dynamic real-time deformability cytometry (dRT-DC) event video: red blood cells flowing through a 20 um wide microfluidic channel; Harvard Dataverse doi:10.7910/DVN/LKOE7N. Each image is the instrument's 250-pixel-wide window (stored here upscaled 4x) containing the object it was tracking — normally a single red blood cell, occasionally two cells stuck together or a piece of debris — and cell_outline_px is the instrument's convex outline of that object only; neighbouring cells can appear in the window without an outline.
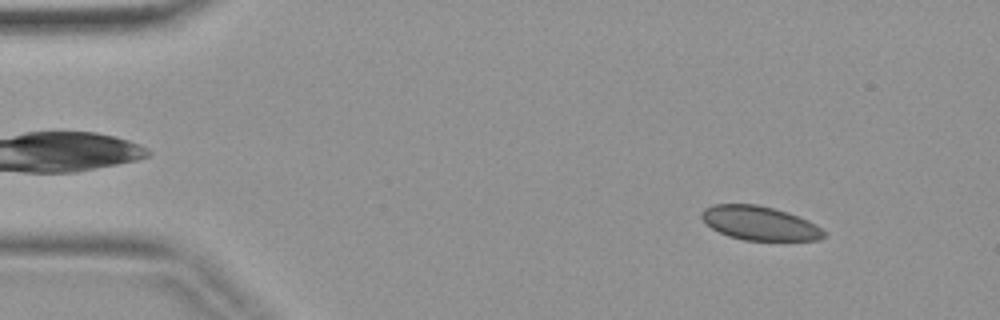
{"species": "common noctule bat (a hibernating species)", "species_latin": "Nyctalus noctula", "temperature_condition": "warm", "stored_images_in_passage": 4, "camera_frame_rate_fps": 3000, "um_per_image_px": 0.085, "animal": {"sex": "female", "body_mass_g": 19.9}, "frame": {"image": 1, "passage_image": 1, "time_ms": 0.0, "image_size_px": [1000, 320], "cell_outline_px": [[824, 236], [820, 240], [744, 240], [728, 236], [712, 228], [700, 216], [700, 212], [704, 208], [712, 204], [756, 204], [788, 212], [808, 220], [816, 224], [824, 232]], "centroid_in_image_um": [64.55, 18.96], "position_along_channel_um": 20.5, "area_um2": 24.1}}
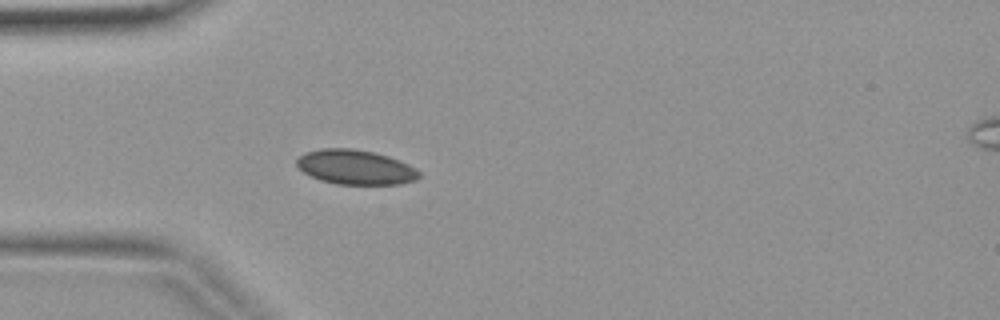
{"frame": {"image": 2, "passage_image": 3, "time_ms": 0.667, "image_size_px": [1000, 320], "cell_outline_px": [[420, 176], [416, 180], [400, 184], [336, 184], [320, 180], [304, 172], [296, 164], [296, 160], [300, 156], [308, 152], [320, 148], [352, 148], [372, 152], [388, 156], [408, 164], [420, 172]], "centroid_in_image_um": [30.22, 14.21], "position_along_channel_um": 54.8, "area_um2": 24.51}}